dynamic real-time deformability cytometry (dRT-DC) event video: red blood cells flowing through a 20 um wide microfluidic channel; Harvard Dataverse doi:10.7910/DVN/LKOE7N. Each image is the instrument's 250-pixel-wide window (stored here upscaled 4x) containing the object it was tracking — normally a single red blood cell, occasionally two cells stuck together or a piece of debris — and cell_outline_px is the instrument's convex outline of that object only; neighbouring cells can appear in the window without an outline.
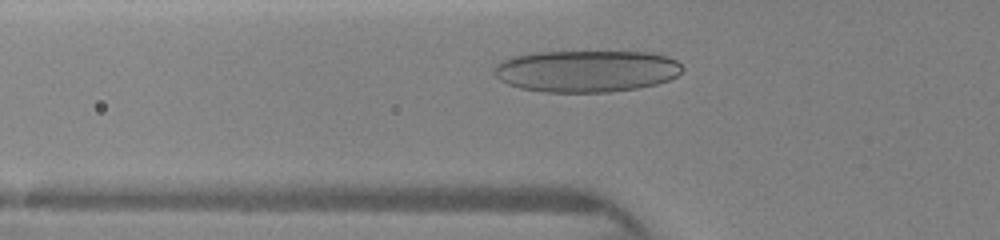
{"species": "human", "species_latin": "Homo sapiens", "temperature_condition": "warm", "stored_images_in_passage": 7, "camera_frame_rate_fps": 3000, "um_per_image_px": 0.085, "donor": {"sex": "female"}, "frame": {"image": 1, "passage_image": 5, "time_ms": 1.0, "image_size_px": [1000, 240], "cell_outline_px": [[684, 68], [676, 76], [668, 80], [656, 84], [636, 88], [608, 92], [544, 92], [520, 88], [508, 84], [500, 80], [496, 76], [496, 64], [512, 56], [532, 52], [652, 52], [668, 56], [676, 60]], "centroid_in_image_um": [49.86, 6.03], "position_along_channel_um": 75.9, "area_um2": 45.89}}